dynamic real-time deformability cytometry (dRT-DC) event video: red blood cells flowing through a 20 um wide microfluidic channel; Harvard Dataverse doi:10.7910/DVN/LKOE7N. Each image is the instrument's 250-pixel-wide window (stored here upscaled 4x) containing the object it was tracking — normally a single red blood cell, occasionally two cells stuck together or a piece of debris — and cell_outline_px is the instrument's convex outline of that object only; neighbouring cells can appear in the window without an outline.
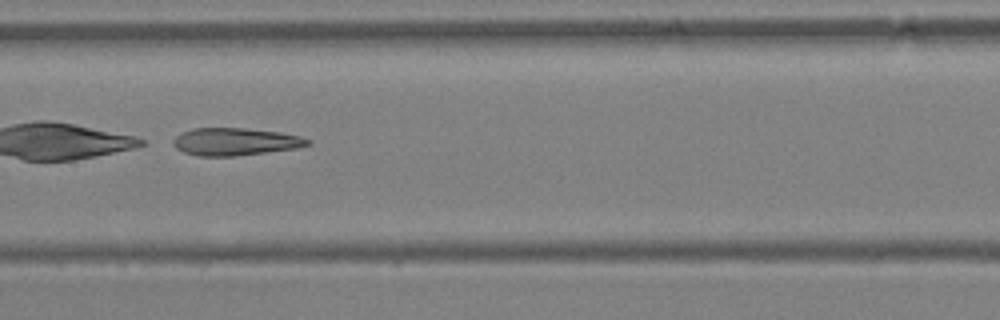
{"species": "Egyptian fruit bat (a non-hibernating species)", "species_latin": "Rousettus aegyptiacus", "temperature_condition": "warm", "stored_images_in_passage": 32, "camera_frame_rate_fps": 3000, "um_per_image_px": 0.085, "animal": {"sex": "female"}, "frame": {"image": 1, "passage_image": 14, "time_ms": 4.333, "image_size_px": [1000, 320], "cell_outline_px": [[312, 144], [296, 148], [236, 156], [200, 156], [184, 152], [176, 148], [172, 144], [172, 140], [180, 132], [192, 128], [244, 128], [280, 132], [300, 136], [312, 140]], "centroid_in_image_um": [19.99, 12.04], "position_along_channel_um": 187.4, "area_um2": 21.68}}
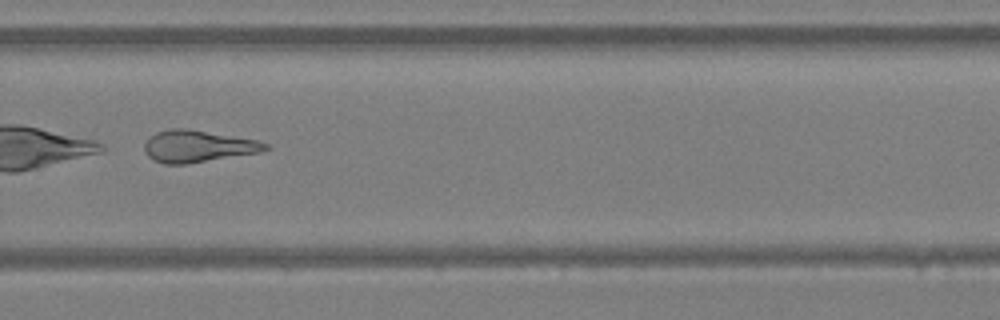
{"frame": {"image": 2, "passage_image": 23, "time_ms": 7.333, "image_size_px": [1000, 320], "cell_outline_px": [[272, 148], [260, 152], [184, 164], [164, 164], [148, 156], [144, 152], [144, 144], [156, 132], [172, 128], [188, 128], [256, 140], [268, 144]], "centroid_in_image_um": [16.82, 12.42], "position_along_channel_um": 313.0, "area_um2": 22.25}, "authors_computed_cell_mechanics": {"area_um2": 22.831, "velocity_mm_per_s": 4.1958, "shape_relaxation_time_tau1_ms": 1.7056, "shape_relaxation_time_tau2_ms": 4.0841, "deformation_change_tau1": 0.2594, "deformation_change_tau2": 0.1526}}